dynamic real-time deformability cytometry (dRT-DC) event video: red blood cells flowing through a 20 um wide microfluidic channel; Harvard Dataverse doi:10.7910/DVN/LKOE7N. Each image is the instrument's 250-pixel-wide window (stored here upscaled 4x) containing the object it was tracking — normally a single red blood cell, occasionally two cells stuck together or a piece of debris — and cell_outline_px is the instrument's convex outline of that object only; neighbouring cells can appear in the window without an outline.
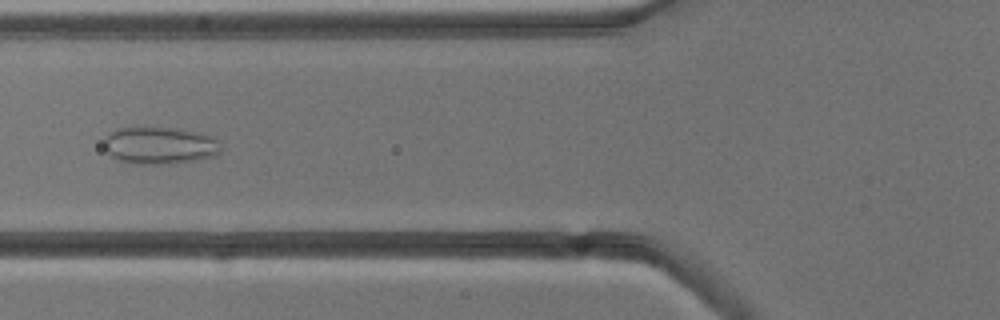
{"species": "common noctule bat (a hibernating species)", "species_latin": "Nyctalus noctula", "temperature_condition": "cold", "stored_images_in_passage": 5, "camera_frame_rate_fps": 3000, "um_per_image_px": 0.085, "animal": {"sex": "male", "body_mass_g": 13.3}, "frame": {"image": 1, "passage_image": 5, "time_ms": 4.667, "image_size_px": [1000, 320], "cell_outline_px": [[220, 152], [216, 156], [196, 160], [172, 164], [136, 164], [120, 160], [112, 156], [104, 148], [104, 140], [116, 128], [136, 124], [144, 124], [176, 128], [212, 136], [216, 140], [220, 148]], "centroid_in_image_um": [13.53, 12.32], "position_along_channel_um": 112.3, "area_um2": 26.07}}